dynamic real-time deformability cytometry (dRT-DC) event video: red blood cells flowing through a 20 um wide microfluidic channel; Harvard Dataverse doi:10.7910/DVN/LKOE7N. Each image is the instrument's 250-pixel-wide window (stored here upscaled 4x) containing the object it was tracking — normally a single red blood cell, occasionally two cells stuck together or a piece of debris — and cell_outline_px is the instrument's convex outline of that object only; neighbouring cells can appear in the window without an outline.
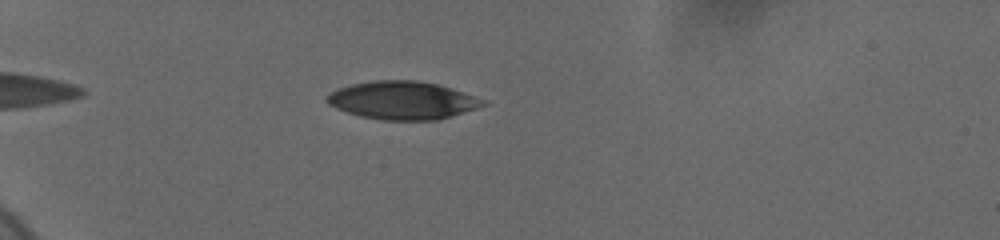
{"species": "human", "species_latin": "Homo sapiens", "temperature_condition": "cold", "stored_images_in_passage": 39, "camera_frame_rate_fps": 3000, "um_per_image_px": 0.085, "donor": {"sex": "female"}, "frame": {"image": 1, "passage_image": 1, "time_ms": 0.0, "image_size_px": [1000, 240], "cell_outline_px": [[488, 104], [440, 120], [380, 120], [360, 116], [336, 108], [328, 104], [324, 100], [332, 92], [340, 88], [352, 84], [376, 80], [412, 80], [436, 84], [488, 100]], "centroid_in_image_um": [34.23, 8.54], "position_along_channel_um": 50.8, "area_um2": 34.39}}
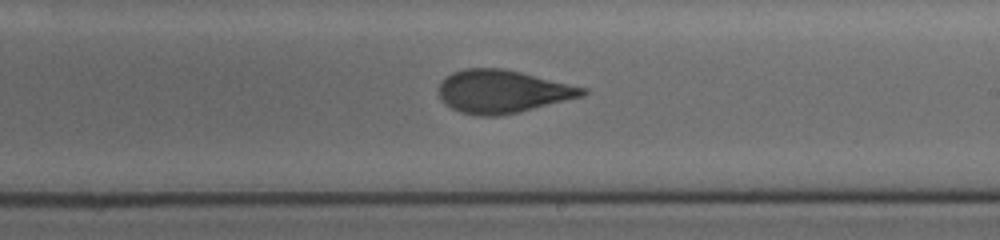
{"frame": {"image": 2, "passage_image": 19, "time_ms": 6.333, "image_size_px": [1000, 240], "cell_outline_px": [[588, 92], [580, 96], [520, 112], [496, 116], [476, 116], [460, 112], [444, 104], [440, 100], [436, 92], [440, 80], [444, 76], [452, 72], [464, 68], [504, 68], [588, 88]], "centroid_in_image_um": [42.62, 7.77], "position_along_channel_um": 246.4, "area_um2": 36.36}}
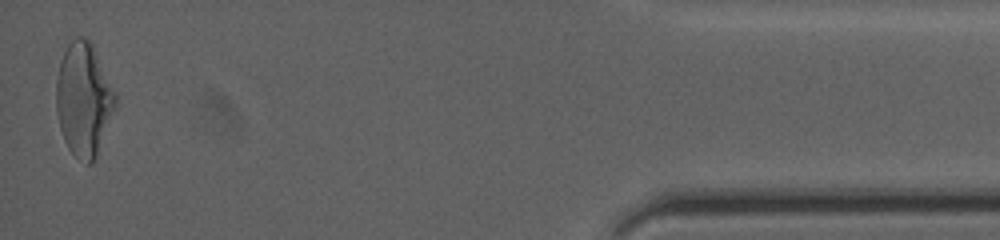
{"frame": {"image": 3, "passage_image": 39, "time_ms": 13.0, "image_size_px": [1000, 240], "cell_outline_px": [[116, 108], [96, 156], [92, 164], [84, 164], [68, 148], [64, 140], [60, 128], [56, 112], [56, 80], [60, 60], [68, 44], [76, 36], [84, 36], [92, 44], [116, 92]], "centroid_in_image_um": [7.11, 8.45], "position_along_channel_um": 428.1, "area_um2": 39.19}, "authors_computed_cell_mechanics": {"area_um2": 36.2406, "velocity_mm_per_s": 3.685, "shape_relaxation_time_tau1_ms": 3.8105, "shape_relaxation_time_tau2_ms": 1.625, "deformation_change_tau1": 0.1468, "deformation_change_tau2": 0.0815}}